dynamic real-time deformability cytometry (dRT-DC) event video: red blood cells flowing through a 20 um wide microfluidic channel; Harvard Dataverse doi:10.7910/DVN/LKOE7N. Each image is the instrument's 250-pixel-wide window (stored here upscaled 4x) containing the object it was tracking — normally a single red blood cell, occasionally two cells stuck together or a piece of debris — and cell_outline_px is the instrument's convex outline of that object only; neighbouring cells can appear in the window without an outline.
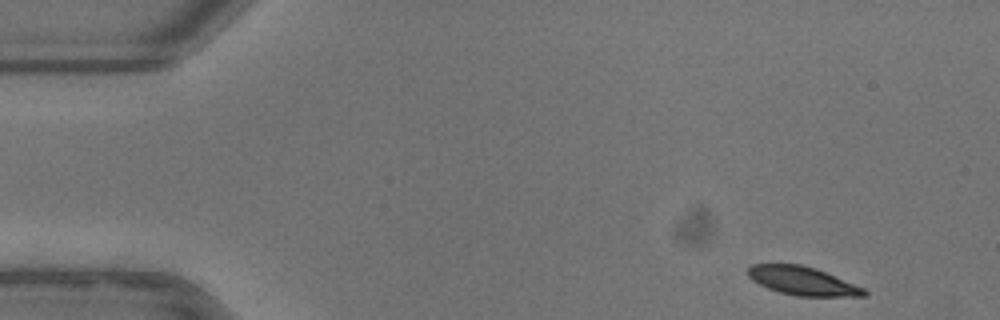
{"species": "common noctule bat (a hibernating species)", "species_latin": "Nyctalus noctula", "temperature_condition": "warm", "stored_images_in_passage": 49, "camera_frame_rate_fps": 3000, "um_per_image_px": 0.085, "animal": {"sex": "female"}, "frame": {"image": 1, "passage_image": 1, "time_ms": 0.0, "image_size_px": [1000, 320], "cell_outline_px": [[868, 296], [796, 296], [780, 292], [768, 288], [752, 280], [748, 276], [748, 268], [752, 264], [800, 264], [816, 268], [864, 288], [868, 292]], "centroid_in_image_um": [68.23, 23.88], "position_along_channel_um": 16.8, "area_um2": 19.19}}
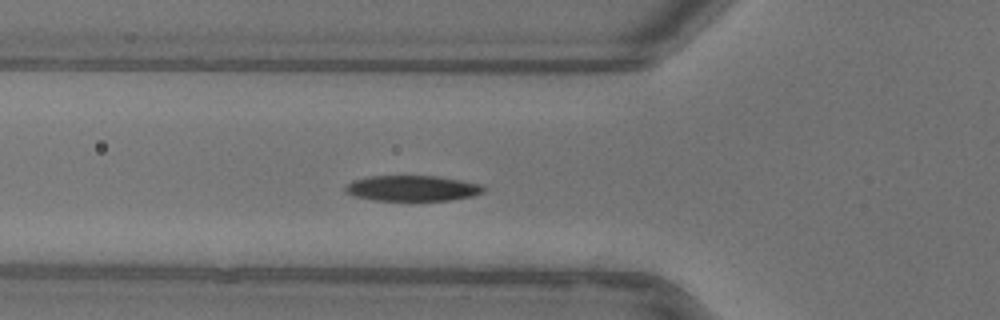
{"frame": {"image": 2, "passage_image": 15, "time_ms": 4.667, "image_size_px": [1000, 320], "cell_outline_px": [[488, 188], [484, 192], [472, 196], [452, 200], [372, 200], [352, 196], [344, 192], [344, 188], [352, 180], [372, 176], [436, 176], [484, 184]], "centroid_in_image_um": [35.07, 16.0], "position_along_channel_um": 90.7, "area_um2": 20.81}}
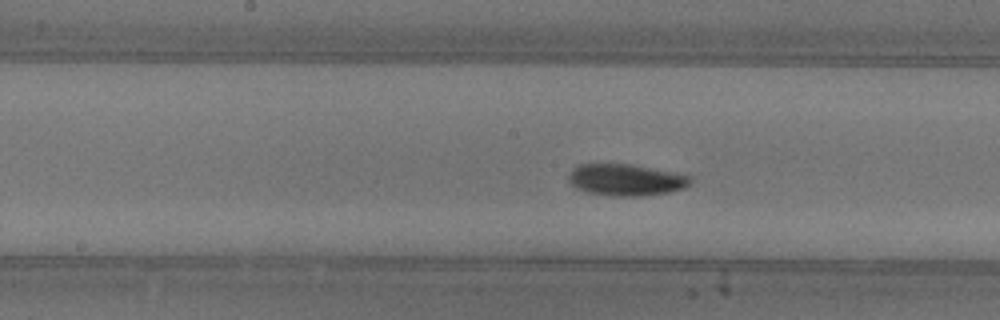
{"frame": {"image": 3, "passage_image": 23, "time_ms": 7.333, "image_size_px": [1000, 320], "cell_outline_px": [[692, 180], [684, 188], [668, 192], [644, 196], [612, 196], [588, 192], [576, 188], [568, 180], [568, 176], [572, 168], [576, 164], [628, 164], [688, 176]], "centroid_in_image_um": [53.12, 15.3], "position_along_channel_um": 195.1, "area_um2": 22.08}, "authors_computed_cell_mechanics": {"area_um2": 20.8658, "velocity_mm_per_s": 3.8925, "shape_relaxation_time_tau1_ms": 2.5215, "shape_relaxation_time_tau2_ms": 10.5871, "deformation_change_tau1": 0.1374, "deformation_change_tau2": 0.1489}}